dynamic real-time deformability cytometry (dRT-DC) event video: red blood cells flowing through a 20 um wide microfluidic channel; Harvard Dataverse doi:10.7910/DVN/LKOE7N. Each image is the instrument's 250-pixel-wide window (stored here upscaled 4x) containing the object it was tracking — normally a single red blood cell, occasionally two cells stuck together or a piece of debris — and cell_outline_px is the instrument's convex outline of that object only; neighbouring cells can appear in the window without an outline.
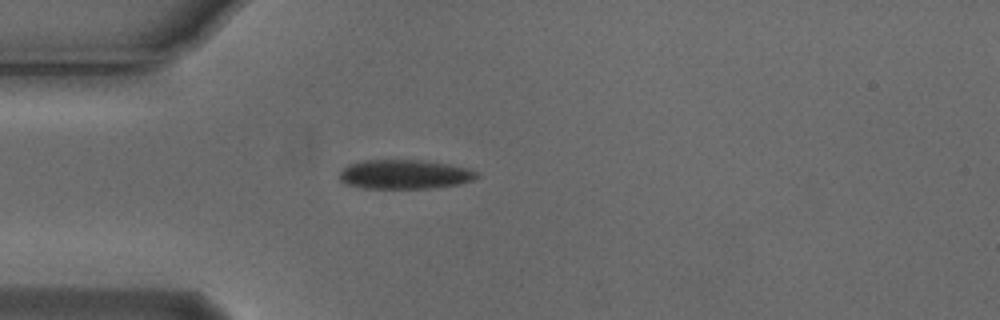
{"species": "Egyptian fruit bat (a non-hibernating species)", "species_latin": "Rousettus aegyptiacus", "temperature_condition": "cold", "stored_images_in_passage": 4, "camera_frame_rate_fps": 3000, "um_per_image_px": 0.085, "animal": {"sex": "male"}, "frame": {"image": 1, "passage_image": 4, "time_ms": 1.0, "image_size_px": [1000, 320], "cell_outline_px": [[480, 176], [472, 180], [460, 184], [436, 188], [364, 188], [348, 184], [340, 180], [340, 172], [348, 164], [364, 160], [424, 160], [448, 164], [468, 168], [476, 172]], "centroid_in_image_um": [34.42, 14.82], "position_along_channel_um": 50.6, "area_um2": 23.41}}